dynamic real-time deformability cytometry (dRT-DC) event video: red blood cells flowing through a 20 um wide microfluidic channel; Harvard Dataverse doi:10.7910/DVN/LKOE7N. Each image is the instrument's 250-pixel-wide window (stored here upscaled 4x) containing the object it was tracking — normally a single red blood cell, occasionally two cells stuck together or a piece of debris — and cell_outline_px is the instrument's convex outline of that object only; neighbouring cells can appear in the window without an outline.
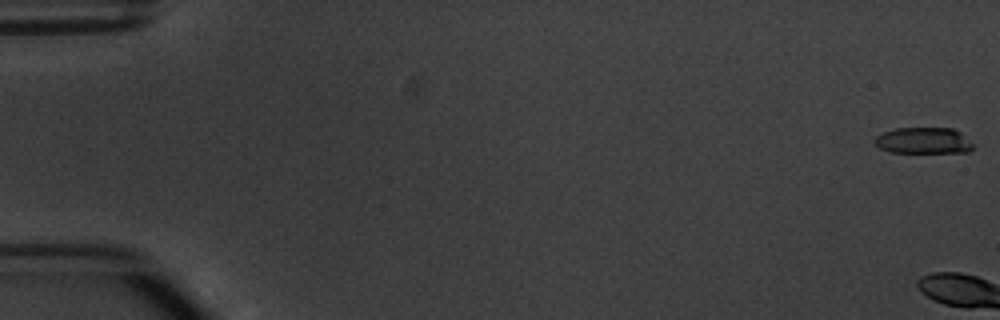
{"species": "common noctule bat (a hibernating species)", "species_latin": "Nyctalus noctula", "temperature_condition": "warm", "stored_images_in_passage": 8, "camera_frame_rate_fps": 3000, "um_per_image_px": 0.085, "animal": {"sex": "male", "body_mass_g": 20.1, "forearm_length_mm": 53.5}, "frame": {"image": 1, "passage_image": 1, "time_ms": 0.0, "image_size_px": [1000, 320], "cell_outline_px": [[976, 144], [968, 152], [888, 152], [880, 148], [876, 144], [876, 136], [884, 132], [896, 128], [952, 128], [960, 132]], "centroid_in_image_um": [78.55, 11.95], "position_along_channel_um": 6.5, "area_um2": 15.03}}
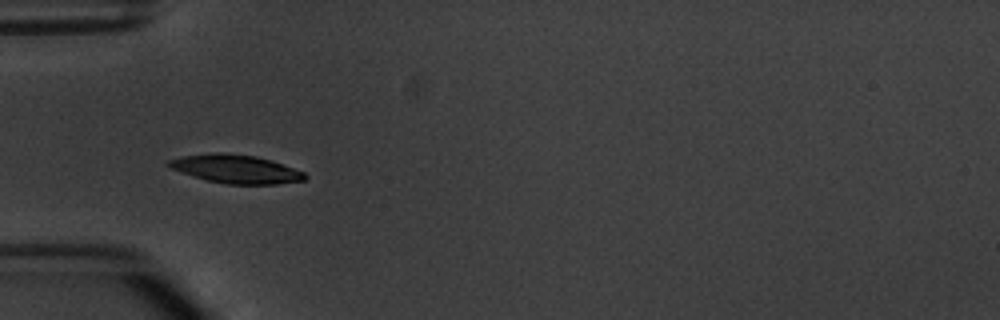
{"frame": {"image": 2, "passage_image": 6, "time_ms": 6.667, "image_size_px": [1000, 320], "cell_outline_px": [[308, 176], [304, 180], [276, 184], [228, 184], [208, 180], [172, 168], [164, 164], [168, 160], [180, 156], [216, 152], [220, 152], [256, 156], [272, 160], [304, 172]], "centroid_in_image_um": [20.07, 14.35], "position_along_channel_um": 64.9, "area_um2": 22.37}}
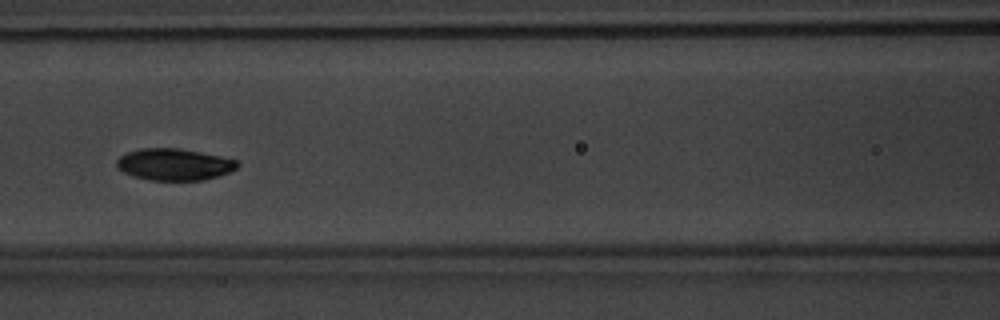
{"frame": {"image": 3, "passage_image": 8, "time_ms": 9.0, "image_size_px": [1000, 320], "cell_outline_px": [[240, 164], [236, 168], [220, 176], [204, 180], [152, 180], [136, 176], [124, 172], [116, 168], [116, 160], [120, 156], [128, 152], [140, 148], [180, 148], [220, 156], [236, 160]], "centroid_in_image_um": [14.81, 13.97], "position_along_channel_um": 151.8, "area_um2": 22.25}}